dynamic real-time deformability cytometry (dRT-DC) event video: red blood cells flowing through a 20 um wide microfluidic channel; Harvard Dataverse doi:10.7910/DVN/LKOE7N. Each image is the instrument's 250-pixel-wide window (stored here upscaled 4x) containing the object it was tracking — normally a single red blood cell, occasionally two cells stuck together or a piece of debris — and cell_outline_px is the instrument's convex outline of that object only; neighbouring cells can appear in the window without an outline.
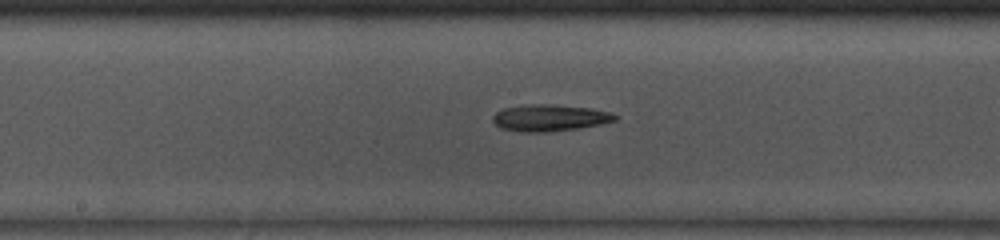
{"species": "common noctule bat (a hibernating species)", "species_latin": "Nyctalus noctula", "temperature_condition": "room temperature", "stored_images_in_passage": 23, "camera_frame_rate_fps": 3000, "um_per_image_px": 0.085, "animal": {"sex": "male", "body_mass_g": 13.0, "forearm_length_mm": 53.1}, "frame": {"image": 1, "passage_image": 10, "time_ms": 3.0, "image_size_px": [1000, 240], "cell_outline_px": [[620, 116], [616, 120], [600, 124], [576, 128], [544, 132], [520, 132], [504, 128], [496, 124], [492, 120], [492, 116], [496, 112], [504, 108], [536, 104], [552, 104], [592, 108], [612, 112]], "centroid_in_image_um": [46.77, 10.01], "position_along_channel_um": 201.4, "area_um2": 18.84}}